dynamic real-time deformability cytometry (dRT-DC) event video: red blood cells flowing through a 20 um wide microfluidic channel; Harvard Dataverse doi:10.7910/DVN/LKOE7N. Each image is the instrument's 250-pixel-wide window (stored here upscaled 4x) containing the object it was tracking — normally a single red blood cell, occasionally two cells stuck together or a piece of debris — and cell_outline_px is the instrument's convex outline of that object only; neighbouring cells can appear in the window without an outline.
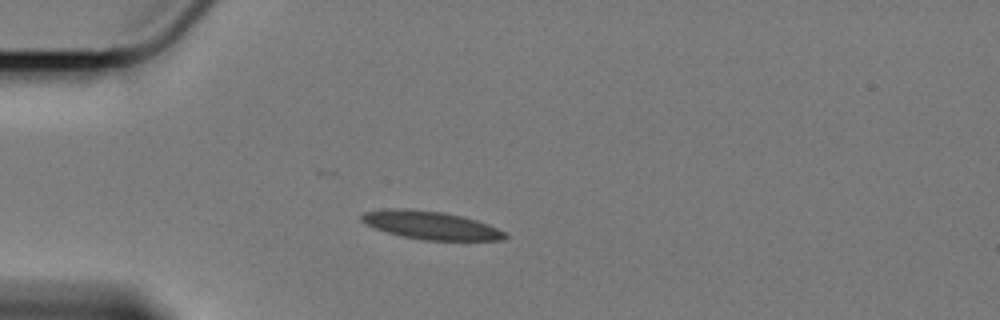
{"species": "Egyptian fruit bat (a non-hibernating species)", "species_latin": "Rousettus aegyptiacus", "temperature_condition": "cold", "stored_images_in_passage": 44, "camera_frame_rate_fps": 3000, "um_per_image_px": 0.085, "animal": {"sex": "female"}, "frame": {"image": 1, "passage_image": 1, "time_ms": 0.0, "image_size_px": [1000, 320], "cell_outline_px": [[508, 236], [504, 240], [420, 240], [400, 236], [364, 224], [360, 220], [360, 216], [364, 212], [392, 208], [400, 208], [444, 212], [476, 220], [488, 224], [508, 232]], "centroid_in_image_um": [36.63, 19.15], "position_along_channel_um": 48.4, "area_um2": 23.58}}
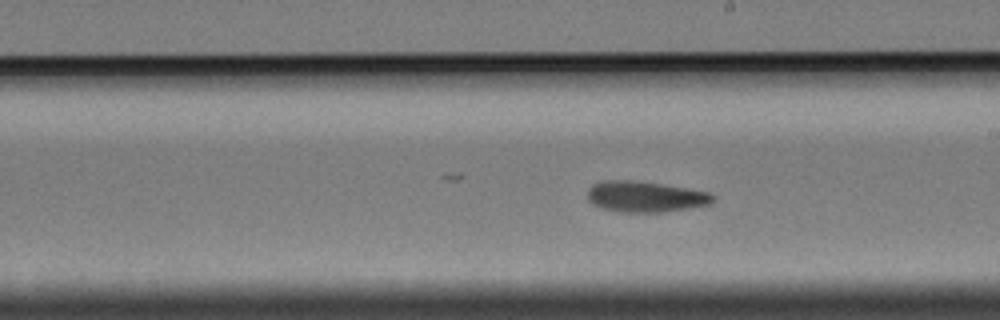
{"frame": {"image": 2, "passage_image": 19, "time_ms": 6.0, "image_size_px": [1000, 320], "cell_outline_px": [[716, 200], [712, 204], [692, 208], [664, 212], [620, 212], [600, 208], [592, 204], [588, 200], [588, 188], [592, 184], [600, 180], [640, 180], [708, 192], [716, 196]], "centroid_in_image_um": [54.85, 16.71], "position_along_channel_um": 234.1, "area_um2": 23.06}}
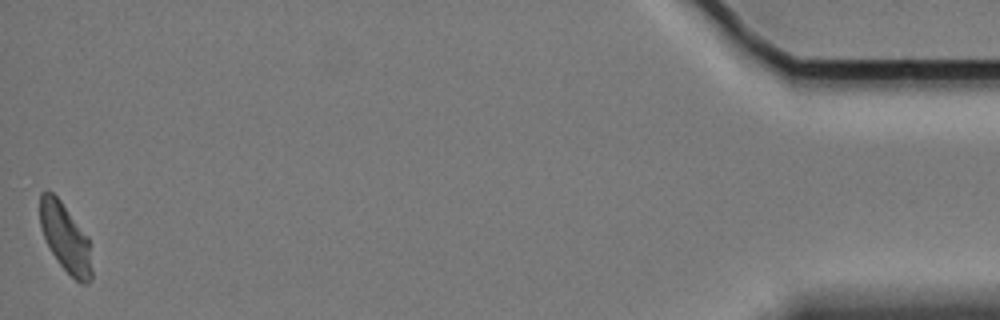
{"frame": {"image": 3, "passage_image": 44, "time_ms": 14.333, "image_size_px": [1000, 320], "cell_outline_px": [[92, 280], [88, 284], [80, 284], [60, 264], [52, 252], [40, 228], [40, 192], [48, 188], [60, 200], [88, 236], [92, 268]], "centroid_in_image_um": [5.57, 20.2], "position_along_channel_um": 429.6, "area_um2": 20.69}, "authors_computed_cell_mechanics": {"area_um2": 22.542, "velocity_mm_per_s": 3.3864, "shape_relaxation_time_tau1_ms": 6.727, "shape_relaxation_time_tau2_ms": 5.9535, "deformation_change_tau1": 0.1618, "deformation_change_tau2": 0.1043}}